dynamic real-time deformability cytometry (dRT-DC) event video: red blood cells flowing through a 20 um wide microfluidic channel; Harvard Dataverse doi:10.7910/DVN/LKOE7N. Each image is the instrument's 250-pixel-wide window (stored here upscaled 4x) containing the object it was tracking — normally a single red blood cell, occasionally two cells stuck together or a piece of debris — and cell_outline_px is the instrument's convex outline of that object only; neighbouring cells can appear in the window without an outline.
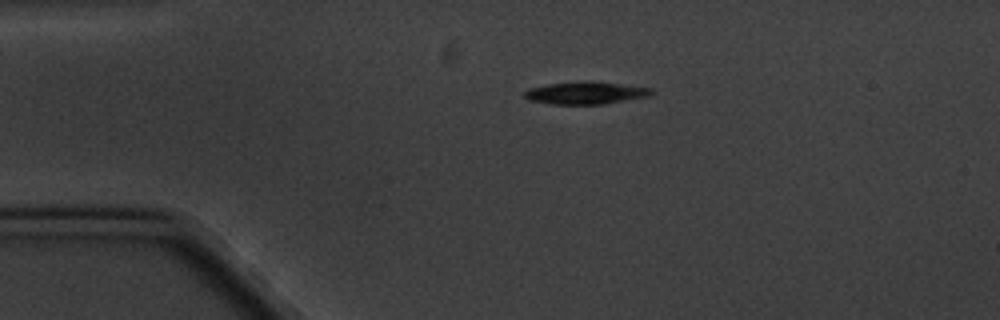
{"species": "common noctule bat (a hibernating species)", "species_latin": "Nyctalus noctula", "temperature_condition": "cold", "stored_images_in_passage": 9, "camera_frame_rate_fps": 3000, "um_per_image_px": 0.085, "animal": {"sex": "male", "body_mass_g": 20.1, "forearm_length_mm": 53.5}, "frame": {"image": 1, "passage_image": 1, "time_ms": 0.0, "image_size_px": [1000, 320], "cell_outline_px": [[652, 92], [648, 96], [600, 104], [552, 104], [528, 100], [524, 96], [524, 92], [528, 88], [548, 84], [588, 80], [652, 88]], "centroid_in_image_um": [49.71, 7.89], "position_along_channel_um": 35.3, "area_um2": 16.42}}
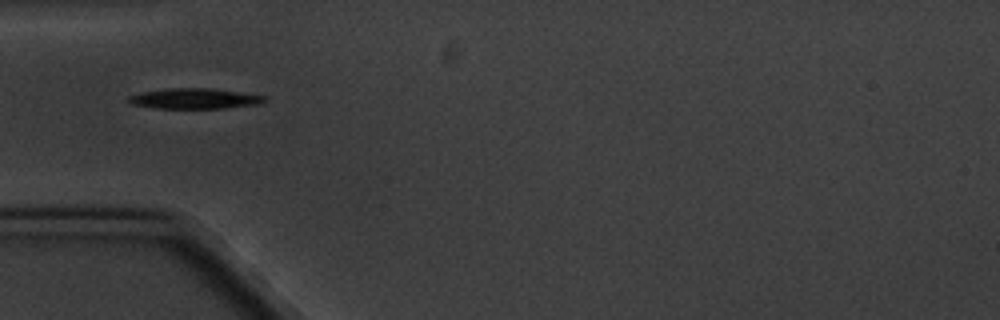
{"frame": {"image": 2, "passage_image": 2, "time_ms": 2.0, "image_size_px": [1000, 320], "cell_outline_px": [[268, 100], [256, 104], [224, 108], [156, 108], [132, 104], [128, 100], [128, 96], [140, 92], [164, 88], [212, 88], [268, 96]], "centroid_in_image_um": [16.54, 8.36], "position_along_channel_um": 68.5, "area_um2": 16.24}}
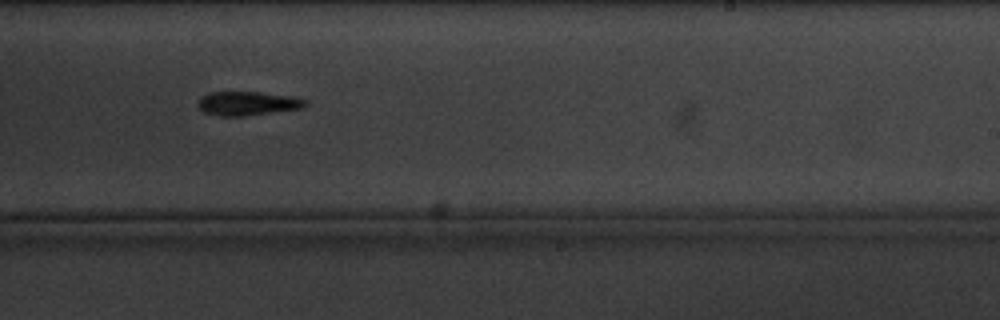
{"frame": {"image": 3, "passage_image": 7, "time_ms": 8.0, "image_size_px": [1000, 320], "cell_outline_px": [[308, 104], [304, 108], [244, 116], [216, 116], [204, 112], [196, 104], [200, 96], [208, 92], [260, 92], [292, 96], [308, 100]], "centroid_in_image_um": [21.04, 8.79], "position_along_channel_um": 268.0, "area_um2": 15.26}}